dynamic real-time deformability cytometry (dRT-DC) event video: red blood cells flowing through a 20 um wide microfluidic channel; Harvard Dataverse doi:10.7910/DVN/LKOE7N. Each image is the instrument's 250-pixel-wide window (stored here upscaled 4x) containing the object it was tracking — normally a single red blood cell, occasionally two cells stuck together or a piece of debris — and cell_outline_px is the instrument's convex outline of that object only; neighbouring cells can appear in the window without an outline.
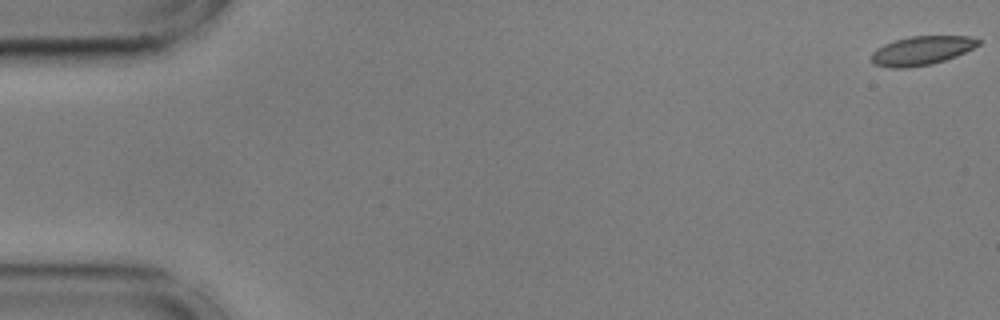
{"species": "common noctule bat (a hibernating species)", "species_latin": "Nyctalus noctula", "temperature_condition": "cold", "stored_images_in_passage": 56, "camera_frame_rate_fps": 3000, "um_per_image_px": 0.085, "animal": {"sex": "male", "body_mass_g": 17.9, "forearm_length_mm": 54.2}, "frame": {"image": 1, "passage_image": 1, "time_ms": 0.0, "image_size_px": [1000, 320], "cell_outline_px": [[980, 44], [956, 56], [932, 64], [908, 68], [892, 68], [872, 64], [872, 52], [876, 48], [884, 44], [896, 40], [912, 36], [968, 36], [980, 40]], "centroid_in_image_um": [78.31, 4.31], "position_along_channel_um": 6.7, "area_um2": 17.92}}
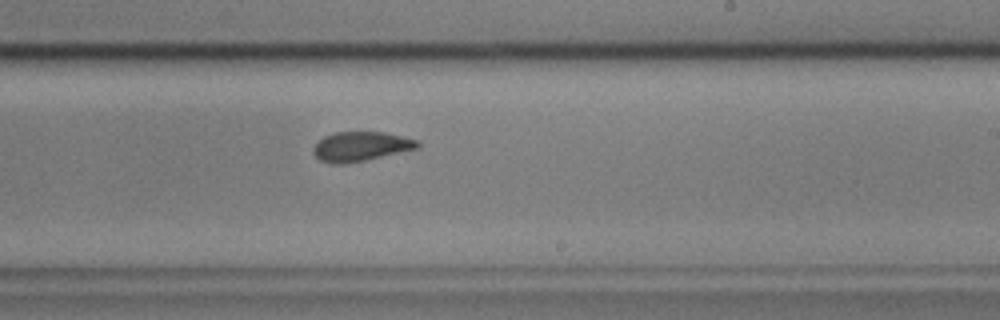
{"frame": {"image": 2, "passage_image": 34, "time_ms": 11.0, "image_size_px": [1000, 320], "cell_outline_px": [[420, 148], [364, 160], [344, 164], [332, 164], [320, 160], [312, 152], [312, 148], [324, 136], [332, 132], [384, 132], [420, 140]], "centroid_in_image_um": [30.68, 12.44], "position_along_channel_um": 258.3, "area_um2": 17.98}}
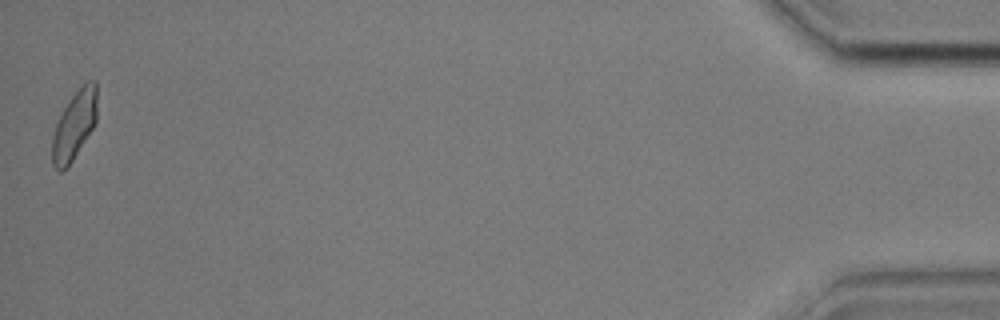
{"frame": {"image": 3, "passage_image": 56, "time_ms": 18.333, "image_size_px": [1000, 320], "cell_outline_px": [[96, 124], [68, 168], [60, 172], [52, 164], [52, 136], [56, 124], [68, 100], [88, 80], [96, 80]], "centroid_in_image_um": [6.32, 10.69], "position_along_channel_um": 428.9, "area_um2": 17.98}, "authors_computed_cell_mechanics": {"area_um2": 18.4671, "velocity_mm_per_s": 3.5755, "shape_relaxation_time_tau1_ms": 7.5634, "shape_relaxation_time_tau2_ms": 1.7755, "deformation_change_tau1": 0.1411, "deformation_change_tau2": 0.0624}}